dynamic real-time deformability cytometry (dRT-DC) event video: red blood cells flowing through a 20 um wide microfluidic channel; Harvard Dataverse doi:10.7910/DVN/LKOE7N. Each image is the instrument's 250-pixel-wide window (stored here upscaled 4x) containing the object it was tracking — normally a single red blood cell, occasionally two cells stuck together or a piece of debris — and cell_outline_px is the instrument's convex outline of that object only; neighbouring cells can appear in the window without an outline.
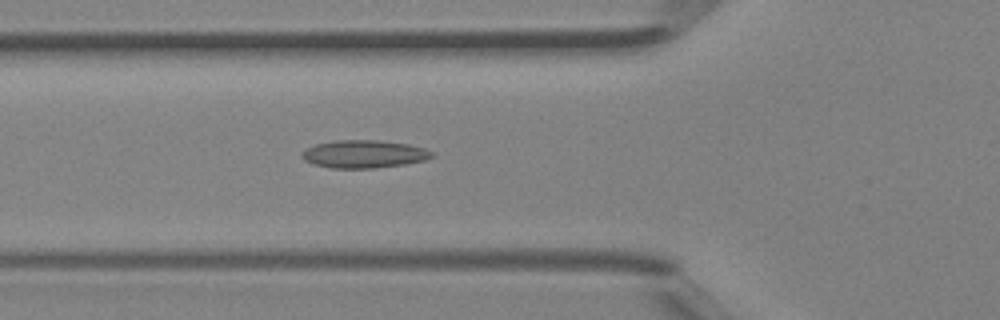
{"species": "Egyptian fruit bat (a non-hibernating species)", "species_latin": "Rousettus aegyptiacus", "temperature_condition": "room temperature", "stored_images_in_passage": 33, "camera_frame_rate_fps": 3000, "um_per_image_px": 0.085, "animal": {"sex": "female"}, "frame": {"image": 1, "passage_image": 9, "time_ms": 2.667, "image_size_px": [1000, 320], "cell_outline_px": [[436, 156], [424, 160], [404, 164], [372, 168], [332, 168], [312, 164], [304, 160], [300, 156], [300, 152], [316, 144], [332, 140], [380, 140], [408, 144], [424, 148], [436, 152]], "centroid_in_image_um": [30.94, 13.09], "position_along_channel_um": 94.9, "area_um2": 21.27}}
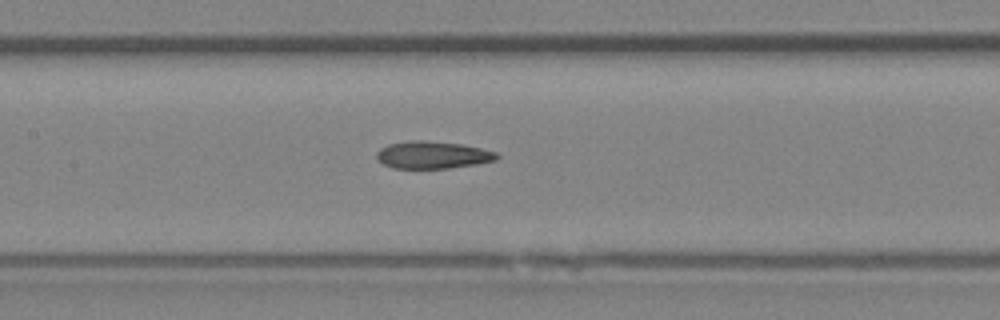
{"frame": {"image": 2, "passage_image": 14, "time_ms": 4.333, "image_size_px": [1000, 320], "cell_outline_px": [[500, 156], [496, 160], [476, 164], [448, 168], [392, 168], [384, 164], [376, 156], [376, 152], [380, 148], [388, 144], [408, 140], [424, 140], [460, 144], [480, 148], [496, 152]], "centroid_in_image_um": [36.76, 13.16], "position_along_channel_um": 170.6, "area_um2": 19.07}}
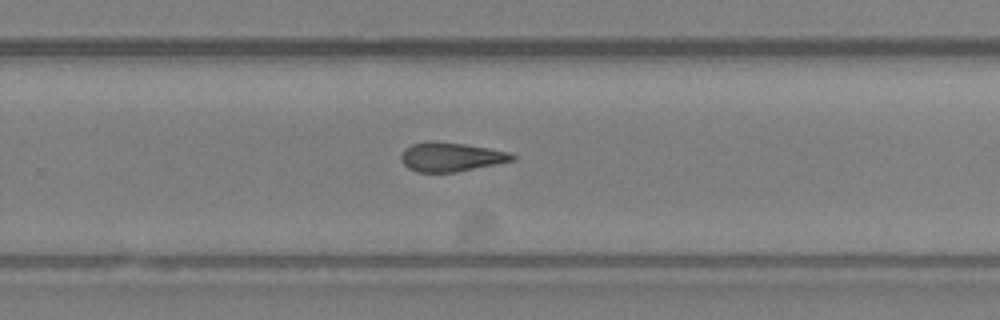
{"frame": {"image": 3, "passage_image": 22, "time_ms": 7.0, "image_size_px": [1000, 320], "cell_outline_px": [[516, 160], [456, 172], [416, 172], [408, 168], [400, 160], [400, 156], [404, 148], [412, 144], [464, 144], [512, 152], [516, 156]], "centroid_in_image_um": [38.38, 13.38], "position_along_channel_um": 291.4, "area_um2": 18.26}, "authors_computed_cell_mechanics": {"area_um2": 19.363, "velocity_mm_per_s": 4.5568, "shape_relaxation_time_tau1_ms": null, "shape_relaxation_time_tau2_ms": 9.7409, "deformation_change_tau1": null, "deformation_change_tau2": 0.2244}}